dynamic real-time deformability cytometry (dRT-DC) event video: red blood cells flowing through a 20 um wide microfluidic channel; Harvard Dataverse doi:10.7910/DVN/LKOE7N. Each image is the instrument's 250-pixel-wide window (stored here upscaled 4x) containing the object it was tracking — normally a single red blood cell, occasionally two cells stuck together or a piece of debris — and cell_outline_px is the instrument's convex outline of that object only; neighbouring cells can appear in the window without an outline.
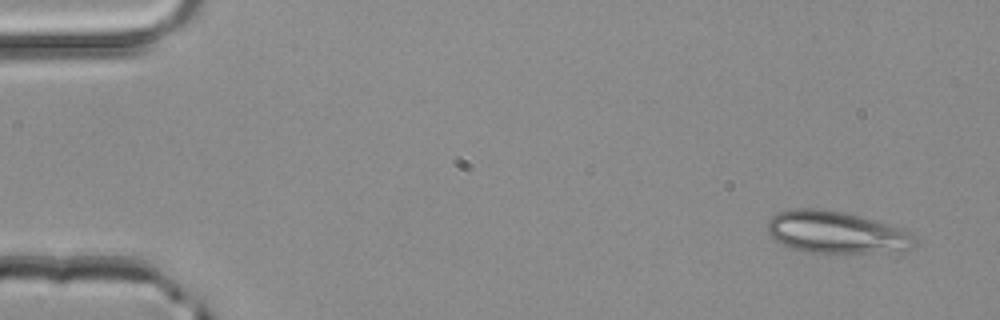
{"species": "common noctule bat (a hibernating species)", "species_latin": "Nyctalus noctula", "temperature_condition": "room temperature", "stored_images_in_passage": 3, "camera_frame_rate_fps": 3000, "um_per_image_px": 0.085, "animal": {"sex": "male", "body_mass_g": 20.4}, "frame": {"image": 1, "passage_image": 1, "time_ms": 0.0, "image_size_px": [1000, 320], "cell_outline_px": [[916, 244], [912, 248], [904, 252], [812, 252], [792, 248], [776, 240], [768, 232], [768, 220], [776, 212], [788, 208], [816, 208], [844, 212], [876, 220], [904, 228], [916, 240]], "centroid_in_image_um": [71.12, 19.73], "position_along_channel_um": 13.9, "area_um2": 36.24}}